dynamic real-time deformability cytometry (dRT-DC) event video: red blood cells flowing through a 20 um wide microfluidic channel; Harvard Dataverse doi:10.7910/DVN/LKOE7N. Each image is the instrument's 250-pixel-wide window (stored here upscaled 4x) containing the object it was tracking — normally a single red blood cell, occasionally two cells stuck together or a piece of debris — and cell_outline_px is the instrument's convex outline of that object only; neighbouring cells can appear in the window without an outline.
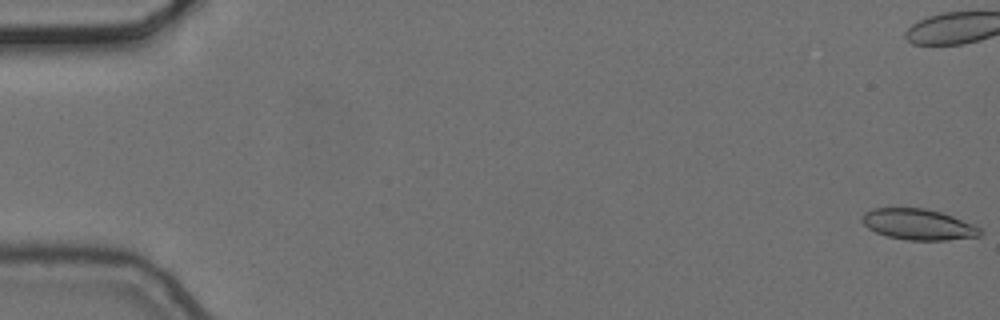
{"species": "common noctule bat (a hibernating species)", "species_latin": "Nyctalus noctula", "temperature_condition": "cold", "stored_images_in_passage": 6, "camera_frame_rate_fps": 3000, "um_per_image_px": 0.085, "animal": {"sex": "female", "body_mass_g": 24.6, "forearm_length_mm": 56.2}, "frame": {"image": 1, "passage_image": 1, "time_ms": 0.0, "image_size_px": [1000, 320], "cell_outline_px": [[980, 236], [944, 240], [908, 240], [888, 236], [876, 232], [868, 228], [860, 220], [860, 216], [864, 212], [872, 208], [924, 208], [940, 212], [952, 216], [980, 228]], "centroid_in_image_um": [77.98, 19.06], "position_along_channel_um": 7.0, "area_um2": 21.04}}